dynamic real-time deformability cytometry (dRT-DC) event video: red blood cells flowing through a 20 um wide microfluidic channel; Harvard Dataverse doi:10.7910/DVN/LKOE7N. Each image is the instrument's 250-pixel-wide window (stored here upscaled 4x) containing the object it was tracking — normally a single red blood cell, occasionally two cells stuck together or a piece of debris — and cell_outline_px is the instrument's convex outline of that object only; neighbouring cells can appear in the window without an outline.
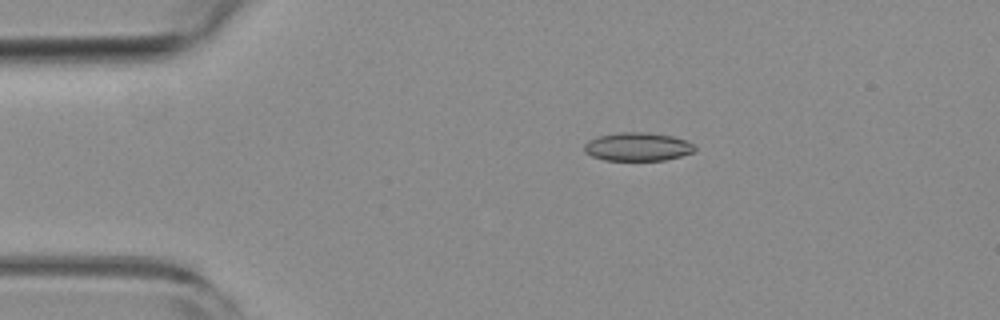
{"species": "common noctule bat (a hibernating species)", "species_latin": "Nyctalus noctula", "temperature_condition": "room temperature", "stored_images_in_passage": 54, "camera_frame_rate_fps": 3000, "um_per_image_px": 0.085, "animal": {"sex": "female", "body_mass_g": 19.3, "forearm_length_mm": 54.1}, "frame": {"image": 1, "passage_image": 10, "time_ms": 3.0, "image_size_px": [1000, 320], "cell_outline_px": [[696, 152], [664, 160], [604, 160], [592, 156], [584, 152], [584, 144], [588, 140], [600, 136], [620, 132], [648, 132], [672, 136], [684, 140], [692, 144], [696, 148]], "centroid_in_image_um": [54.19, 12.47], "position_along_channel_um": 30.8, "area_um2": 18.26}}
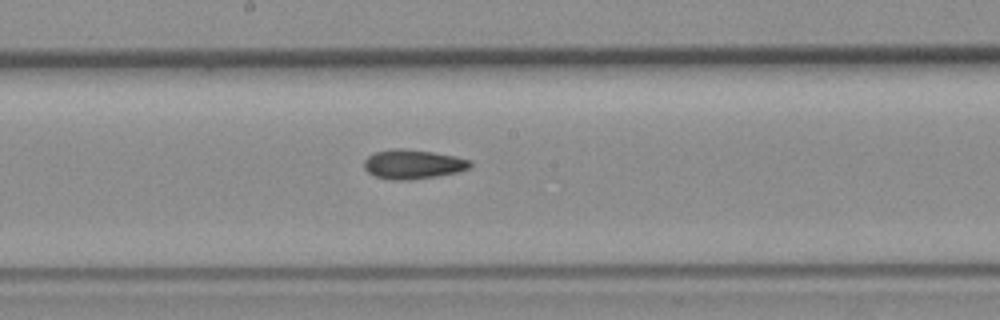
{"frame": {"image": 2, "passage_image": 28, "time_ms": 9.0, "image_size_px": [1000, 320], "cell_outline_px": [[472, 164], [468, 168], [456, 172], [436, 176], [412, 180], [392, 180], [376, 176], [368, 172], [364, 168], [364, 160], [368, 156], [376, 152], [392, 148], [404, 148], [432, 152], [456, 156], [468, 160]], "centroid_in_image_um": [35.06, 13.95], "position_along_channel_um": 213.1, "area_um2": 18.03}}
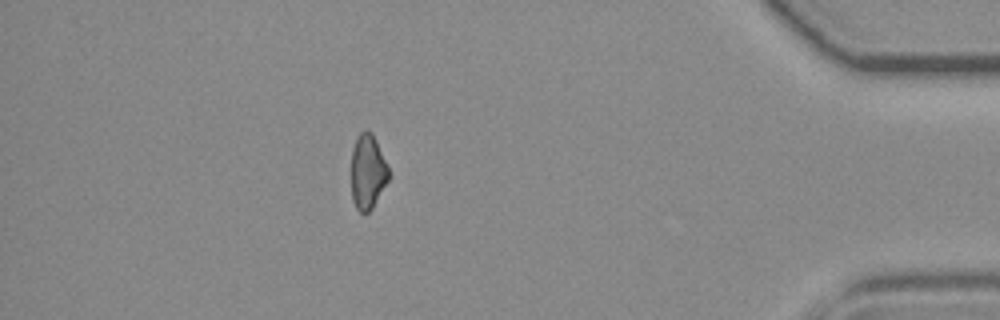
{"frame": {"image": 3, "passage_image": 47, "time_ms": 15.333, "image_size_px": [1000, 320], "cell_outline_px": [[388, 180], [372, 208], [368, 212], [360, 212], [356, 208], [352, 200], [352, 148], [360, 132], [372, 132], [376, 140], [388, 168]], "centroid_in_image_um": [31.24, 14.62], "position_along_channel_um": 404.0, "area_um2": 15.9}, "authors_computed_cell_mechanics": {"area_um2": 17.7446, "velocity_mm_per_s": 3.814, "shape_relaxation_time_tau1_ms": null, "shape_relaxation_time_tau2_ms": 7.2681, "deformation_change_tau1": null, "deformation_change_tau2": 0.1491}}